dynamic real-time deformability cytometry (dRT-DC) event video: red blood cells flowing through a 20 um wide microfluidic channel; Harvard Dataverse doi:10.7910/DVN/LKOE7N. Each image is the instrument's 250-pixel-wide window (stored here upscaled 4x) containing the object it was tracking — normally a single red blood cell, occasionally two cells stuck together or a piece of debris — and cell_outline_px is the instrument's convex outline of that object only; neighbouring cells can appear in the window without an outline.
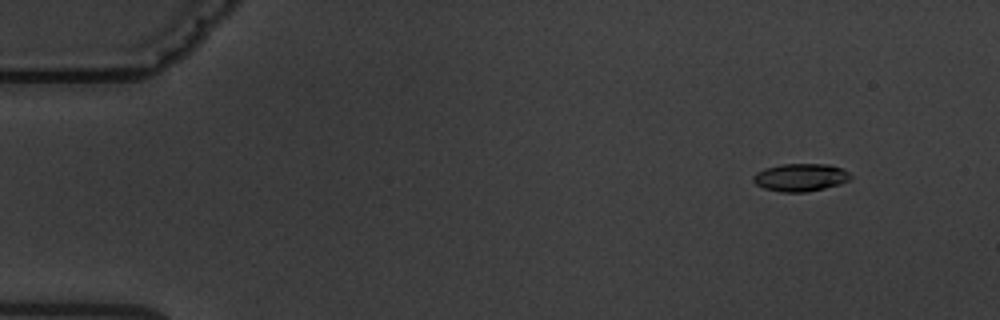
{"species": "common noctule bat (a hibernating species)", "species_latin": "Nyctalus noctula", "temperature_condition": "warm", "stored_images_in_passage": 6, "camera_frame_rate_fps": 3000, "um_per_image_px": 0.085, "animal": {"sex": "male", "body_mass_g": 19.5, "forearm_length_mm": 54.6}, "frame": {"image": 1, "passage_image": 2, "time_ms": 1.333, "image_size_px": [1000, 320], "cell_outline_px": [[852, 176], [848, 180], [840, 184], [824, 188], [804, 192], [780, 192], [764, 188], [756, 184], [752, 180], [752, 176], [756, 172], [764, 168], [780, 164], [828, 164], [840, 168], [848, 172]], "centroid_in_image_um": [68.0, 15.07], "position_along_channel_um": 17.0, "area_um2": 15.72}}
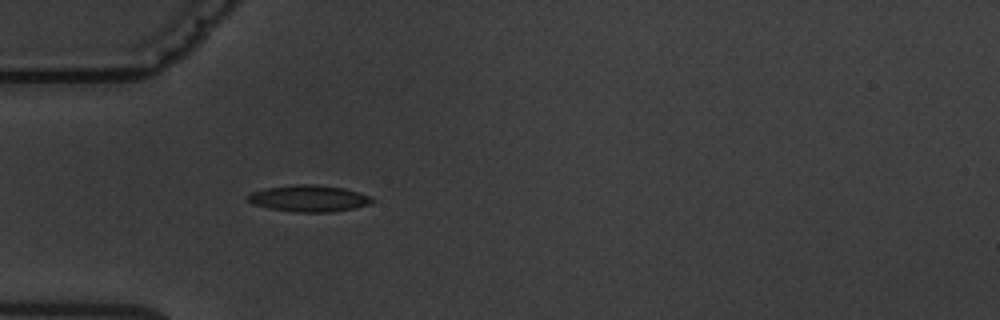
{"frame": {"image": 2, "passage_image": 6, "time_ms": 10.0, "image_size_px": [1000, 320], "cell_outline_px": [[372, 200], [368, 204], [352, 208], [332, 212], [296, 212], [268, 208], [252, 204], [248, 200], [248, 196], [252, 192], [264, 188], [296, 184], [316, 184], [344, 188], [372, 196]], "centroid_in_image_um": [26.23, 16.86], "position_along_channel_um": 58.8, "area_um2": 19.13}}